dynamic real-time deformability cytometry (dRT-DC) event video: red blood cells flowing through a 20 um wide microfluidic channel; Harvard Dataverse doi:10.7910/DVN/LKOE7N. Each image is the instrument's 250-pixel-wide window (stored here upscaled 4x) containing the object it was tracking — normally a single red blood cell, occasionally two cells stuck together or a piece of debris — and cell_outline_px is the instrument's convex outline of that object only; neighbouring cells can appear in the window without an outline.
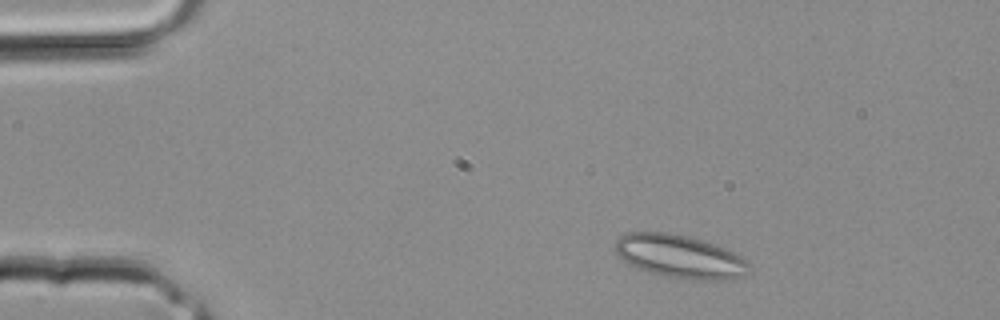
{"species": "common noctule bat (a hibernating species)", "species_latin": "Nyctalus noctula", "temperature_condition": "room temperature", "stored_images_in_passage": 1, "camera_frame_rate_fps": 3000, "um_per_image_px": 0.085, "animal": {"sex": "male", "body_mass_g": 20.4}, "frame": {"image": 1, "passage_image": 1, "time_ms": 0.0, "image_size_px": [1000, 320], "cell_outline_px": [[748, 264], [744, 276], [724, 280], [692, 280], [668, 276], [652, 272], [640, 268], [624, 260], [616, 252], [616, 240], [620, 236], [628, 232], [668, 232], [688, 236], [724, 248], [748, 260]], "centroid_in_image_um": [57.79, 21.79], "position_along_channel_um": 27.2, "area_um2": 33.06}}